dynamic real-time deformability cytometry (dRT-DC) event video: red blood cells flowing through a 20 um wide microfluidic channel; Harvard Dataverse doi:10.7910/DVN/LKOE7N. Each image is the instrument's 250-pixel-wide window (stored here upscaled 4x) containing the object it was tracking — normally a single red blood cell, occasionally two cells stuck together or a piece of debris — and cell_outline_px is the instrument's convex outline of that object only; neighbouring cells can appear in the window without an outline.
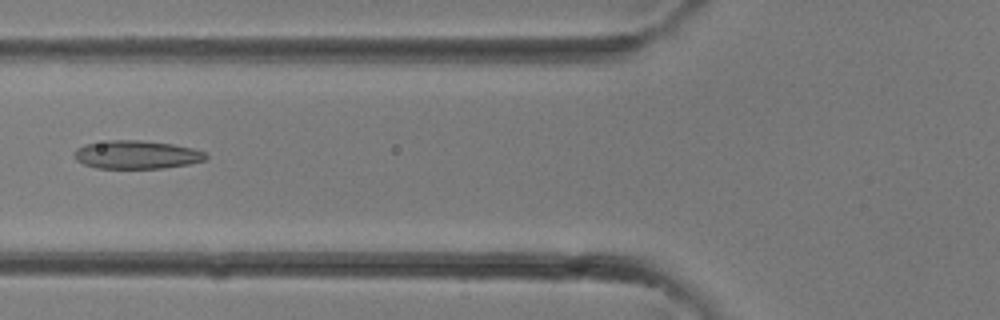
{"species": "common noctule bat (a hibernating species)", "species_latin": "Nyctalus noctula", "temperature_condition": "room temperature", "stored_images_in_passage": 33, "camera_frame_rate_fps": 3000, "um_per_image_px": 0.085, "animal": {"sex": "female"}, "frame": {"image": 1, "passage_image": 13, "time_ms": 4.0, "image_size_px": [1000, 320], "cell_outline_px": [[208, 156], [204, 160], [188, 164], [164, 168], [96, 168], [84, 164], [76, 160], [72, 156], [72, 152], [76, 148], [84, 144], [108, 140], [140, 140], [172, 144], [192, 148], [204, 152]], "centroid_in_image_um": [11.54, 13.14], "position_along_channel_um": 114.3, "area_um2": 21.79}}
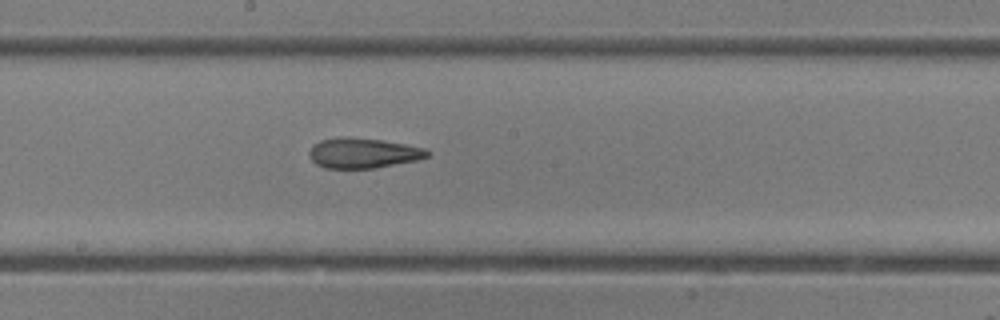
{"frame": {"image": 2, "passage_image": 18, "time_ms": 5.667, "image_size_px": [1000, 320], "cell_outline_px": [[428, 156], [420, 160], [376, 168], [324, 168], [316, 164], [312, 160], [308, 152], [312, 144], [320, 140], [344, 136], [380, 140], [404, 144], [424, 148], [428, 152]], "centroid_in_image_um": [30.83, 13.01], "position_along_channel_um": 217.4, "area_um2": 20.81}}
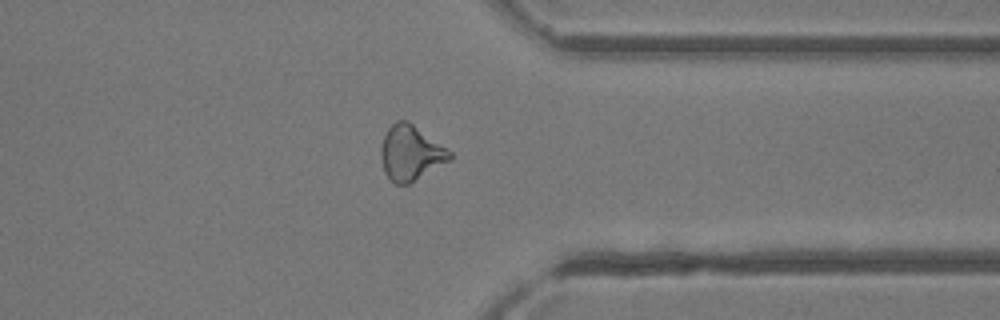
{"frame": {"image": 3, "passage_image": 26, "time_ms": 8.333, "image_size_px": [1000, 320], "cell_outline_px": [[452, 160], [408, 184], [396, 184], [384, 172], [380, 156], [380, 148], [384, 136], [388, 128], [396, 120], [408, 120], [452, 152]], "centroid_in_image_um": [34.91, 12.99], "position_along_channel_um": 376.5, "area_um2": 22.08}}